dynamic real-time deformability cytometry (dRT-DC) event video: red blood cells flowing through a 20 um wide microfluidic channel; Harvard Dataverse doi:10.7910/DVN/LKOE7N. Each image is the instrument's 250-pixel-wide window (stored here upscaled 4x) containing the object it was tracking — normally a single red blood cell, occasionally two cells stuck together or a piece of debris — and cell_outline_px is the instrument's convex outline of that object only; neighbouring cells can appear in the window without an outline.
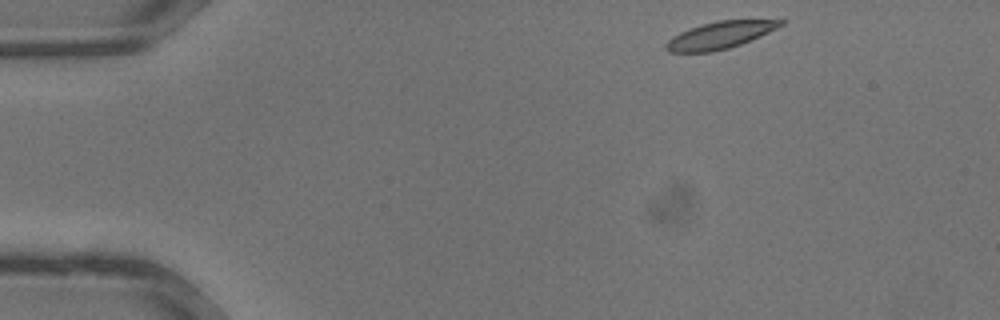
{"species": "common noctule bat (a hibernating species)", "species_latin": "Nyctalus noctula", "temperature_condition": "warm", "stored_images_in_passage": 29, "camera_frame_rate_fps": 3000, "um_per_image_px": 0.085, "animal": {"sex": "male", "body_mass_g": 13.3}, "frame": {"image": 1, "passage_image": 1, "time_ms": 0.0, "image_size_px": [1000, 320], "cell_outline_px": [[788, 20], [784, 24], [760, 36], [740, 44], [728, 48], [712, 52], [668, 52], [664, 48], [664, 44], [672, 36], [680, 32], [716, 20]], "centroid_in_image_um": [61.17, 2.99], "position_along_channel_um": 23.8, "area_um2": 17.92}}
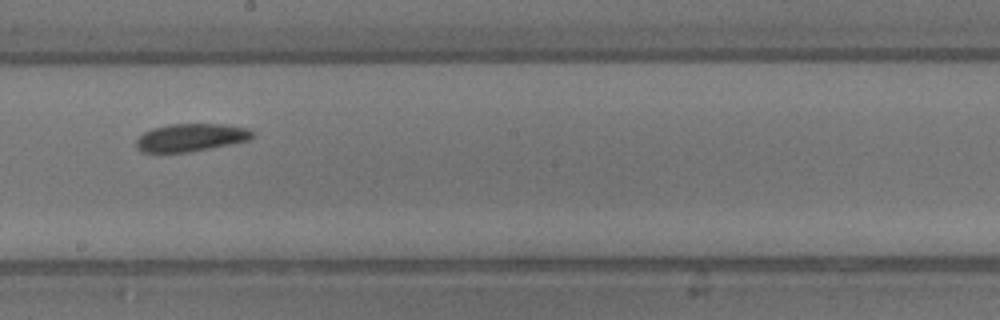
{"frame": {"image": 2, "passage_image": 16, "time_ms": 5.0, "image_size_px": [1000, 320], "cell_outline_px": [[256, 136], [252, 140], [212, 148], [188, 152], [140, 152], [136, 148], [136, 140], [144, 132], [152, 128], [168, 124], [224, 124], [248, 128]], "centroid_in_image_um": [16.26, 11.69], "position_along_channel_um": 231.9, "area_um2": 19.07}}
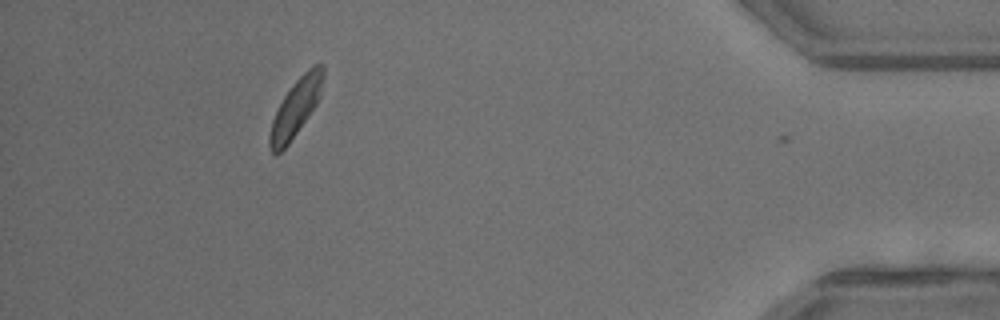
{"frame": {"image": 3, "passage_image": 28, "time_ms": 9.0, "image_size_px": [1000, 320], "cell_outline_px": [[324, 76], [320, 96], [316, 104], [288, 144], [276, 156], [272, 152], [268, 144], [268, 136], [272, 120], [284, 96], [296, 80], [308, 68], [316, 64], [324, 64]], "centroid_in_image_um": [25.13, 9.15], "position_along_channel_um": 410.1, "area_um2": 17.57}}